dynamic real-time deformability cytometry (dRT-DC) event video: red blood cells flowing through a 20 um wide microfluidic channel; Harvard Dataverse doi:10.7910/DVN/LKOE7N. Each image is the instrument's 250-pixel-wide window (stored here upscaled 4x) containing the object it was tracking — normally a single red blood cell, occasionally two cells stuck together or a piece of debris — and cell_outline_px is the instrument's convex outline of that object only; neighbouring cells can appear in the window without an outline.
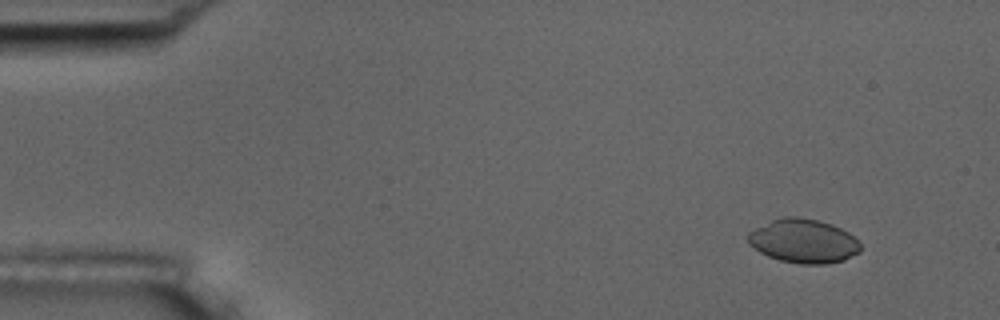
{"species": "common noctule bat (a hibernating species)", "species_latin": "Nyctalus noctula", "temperature_condition": "room temperature", "stored_images_in_passage": 6, "camera_frame_rate_fps": 3000, "um_per_image_px": 0.085, "animal": {"sex": "male", "body_mass_g": 17.5, "forearm_length_mm": 52.3}, "frame": {"image": 1, "passage_image": 2, "time_ms": 1.0, "image_size_px": [1000, 320], "cell_outline_px": [[860, 252], [844, 260], [824, 264], [800, 264], [780, 260], [768, 256], [760, 252], [748, 244], [748, 232], [772, 220], [784, 216], [796, 216], [820, 220], [832, 224], [848, 232], [860, 244]], "centroid_in_image_um": [68.29, 20.48], "position_along_channel_um": 16.7, "area_um2": 28.78}}